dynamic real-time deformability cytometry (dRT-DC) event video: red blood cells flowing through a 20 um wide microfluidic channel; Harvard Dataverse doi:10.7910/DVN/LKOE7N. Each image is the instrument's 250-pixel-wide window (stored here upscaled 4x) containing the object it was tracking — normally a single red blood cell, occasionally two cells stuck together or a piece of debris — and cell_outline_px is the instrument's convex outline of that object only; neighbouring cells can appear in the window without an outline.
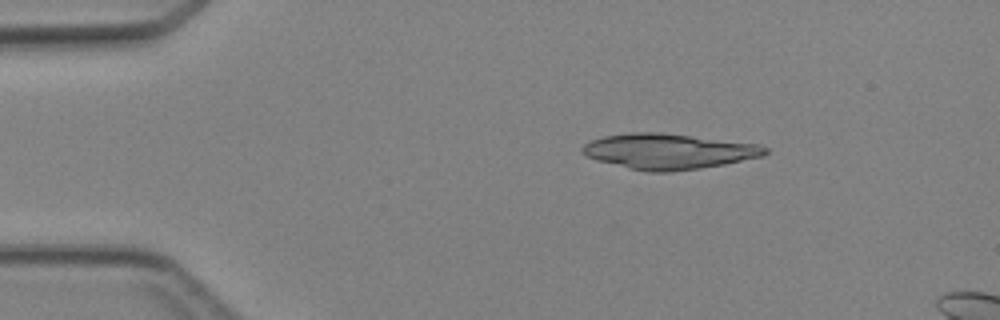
{"species": "Egyptian fruit bat (a non-hibernating species)", "species_latin": "Rousettus aegyptiacus", "temperature_condition": "cold", "stored_images_in_passage": 4, "camera_frame_rate_fps": 3000, "um_per_image_px": 0.085, "animal": {"sex": "female"}, "frame": {"image": 1, "passage_image": 2, "time_ms": 2.0, "image_size_px": [1000, 320], "cell_outline_px": [[768, 152], [764, 156], [724, 164], [700, 168], [672, 172], [648, 172], [628, 168], [596, 160], [584, 156], [580, 152], [580, 148], [584, 144], [592, 140], [604, 136], [632, 132], [660, 132], [760, 144], [768, 148]], "centroid_in_image_um": [56.81, 12.87], "position_along_channel_um": 28.2, "area_um2": 37.97}}